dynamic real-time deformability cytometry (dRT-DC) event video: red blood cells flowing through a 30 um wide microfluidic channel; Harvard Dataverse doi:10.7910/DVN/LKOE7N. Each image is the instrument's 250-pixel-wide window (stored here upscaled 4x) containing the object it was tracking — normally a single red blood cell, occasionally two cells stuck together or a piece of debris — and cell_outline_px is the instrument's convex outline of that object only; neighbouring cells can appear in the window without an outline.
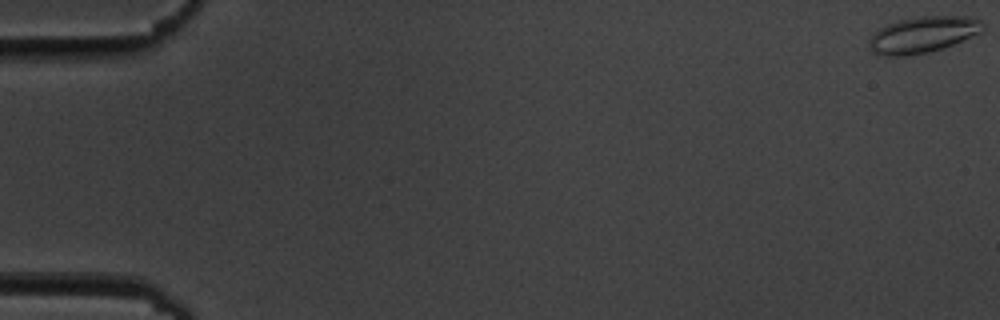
{"species": "common noctule bat (a hibernating species)", "species_latin": "Nyctalus noctula", "temperature_condition": "cold", "stored_images_in_passage": 57, "camera_frame_rate_fps": 3000, "um_per_image_px": 0.085, "animal": {"sex": "male", "body_mass_g": 19.5, "forearm_length_mm": 54.6}, "frame": {"image": 1, "passage_image": 1, "time_ms": 0.0, "image_size_px": [1000, 320], "cell_outline_px": [[984, 28], [980, 32], [944, 48], [928, 52], [904, 56], [880, 56], [872, 52], [868, 48], [868, 40], [880, 28], [888, 24], [900, 20], [920, 16], [976, 16], [984, 20]], "centroid_in_image_um": [78.46, 2.94], "position_along_channel_um": 6.5, "area_um2": 24.22}}
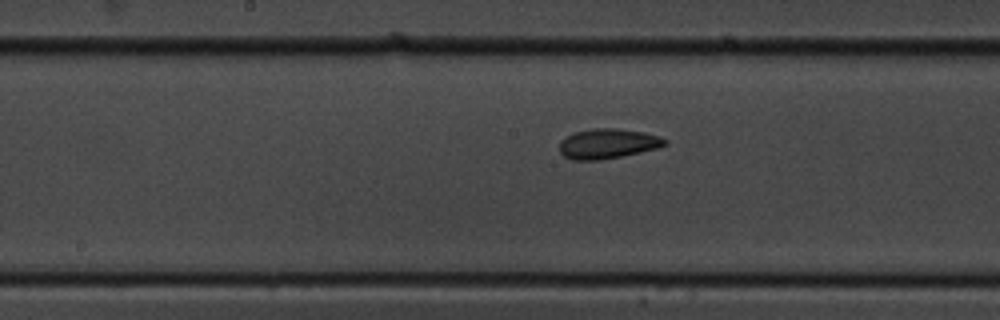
{"frame": {"image": 2, "passage_image": 30, "time_ms": 9.667, "image_size_px": [1000, 320], "cell_outline_px": [[668, 144], [656, 148], [640, 152], [600, 160], [572, 160], [564, 156], [560, 152], [560, 140], [564, 136], [576, 132], [592, 128], [616, 128], [644, 132], [660, 136], [668, 140]], "centroid_in_image_um": [51.65, 12.2], "position_along_channel_um": 196.6, "area_um2": 18.44}}
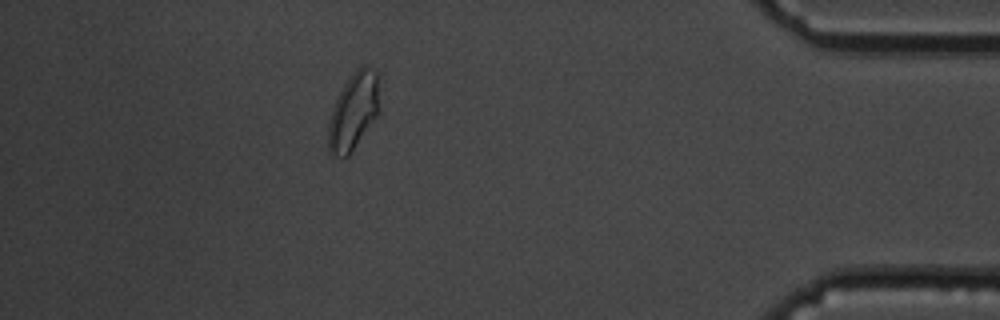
{"frame": {"image": 3, "passage_image": 51, "time_ms": 16.667, "image_size_px": [1000, 320], "cell_outline_px": [[380, 108], [376, 116], [348, 156], [336, 156], [328, 152], [328, 124], [332, 108], [344, 84], [352, 72], [356, 68], [364, 64], [376, 72]], "centroid_in_image_um": [30.03, 9.44], "position_along_channel_um": 405.2, "area_um2": 22.66}, "authors_computed_cell_mechanics": {"area_um2": 19.1318, "velocity_mm_per_s": 3.5988, "shape_relaxation_time_tau1_ms": 4.79, "shape_relaxation_time_tau2_ms": 2.2879, "deformation_change_tau1": 0.1268, "deformation_change_tau2": 0.0804}}